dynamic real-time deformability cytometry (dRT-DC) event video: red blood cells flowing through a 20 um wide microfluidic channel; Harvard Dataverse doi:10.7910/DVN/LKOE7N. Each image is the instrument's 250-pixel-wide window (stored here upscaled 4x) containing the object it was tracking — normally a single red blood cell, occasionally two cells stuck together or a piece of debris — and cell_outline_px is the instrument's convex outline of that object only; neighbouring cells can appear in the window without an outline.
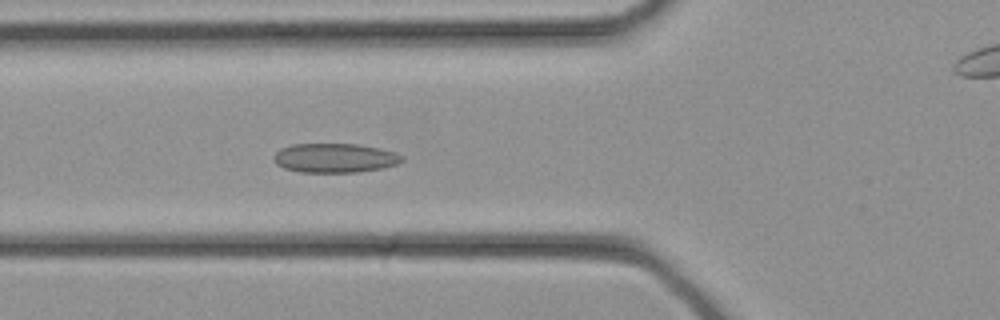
{"species": "common noctule bat (a hibernating species)", "species_latin": "Nyctalus noctula", "temperature_condition": "cold", "stored_images_in_passage": 31, "camera_frame_rate_fps": 3000, "um_per_image_px": 0.085, "animal": {"sex": "female", "body_mass_g": 21.9}, "frame": {"image": 1, "passage_image": 9, "time_ms": 2.667, "image_size_px": [1000, 320], "cell_outline_px": [[404, 160], [396, 164], [384, 168], [356, 172], [300, 172], [284, 168], [276, 164], [272, 160], [272, 156], [280, 148], [292, 144], [356, 144], [380, 148], [396, 152], [404, 156]], "centroid_in_image_um": [28.45, 13.42], "position_along_channel_um": 97.4, "area_um2": 22.08}}
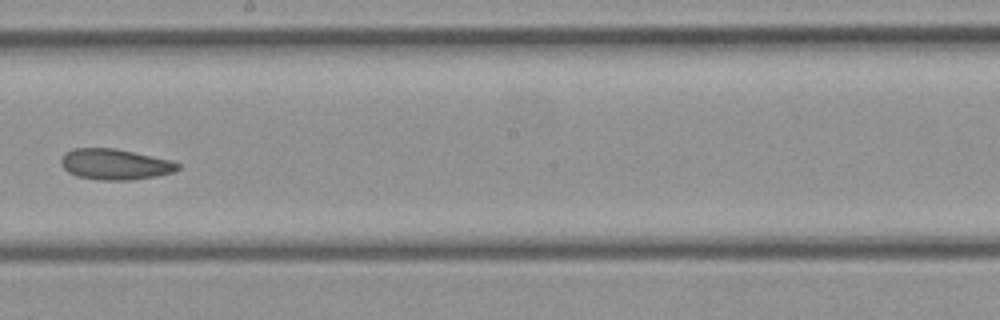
{"frame": {"image": 2, "passage_image": 16, "time_ms": 5.0, "image_size_px": [1000, 320], "cell_outline_px": [[180, 168], [172, 172], [156, 176], [128, 180], [104, 180], [76, 176], [68, 172], [60, 164], [60, 156], [64, 152], [72, 148], [116, 148], [172, 160], [180, 164]], "centroid_in_image_um": [9.74, 13.95], "position_along_channel_um": 238.5, "area_um2": 21.1}}
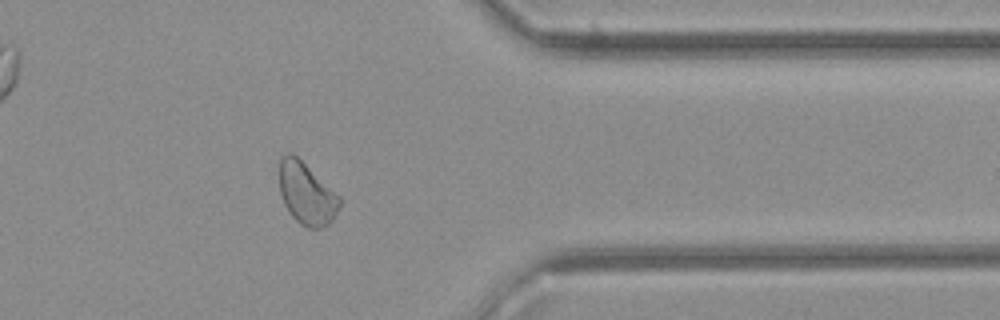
{"frame": {"image": 3, "passage_image": 24, "time_ms": 7.667, "image_size_px": [1000, 320], "cell_outline_px": [[340, 208], [332, 220], [328, 224], [320, 228], [308, 228], [300, 224], [288, 212], [284, 204], [280, 192], [280, 156], [284, 152], [292, 152], [340, 196]], "centroid_in_image_um": [26.05, 16.45], "position_along_channel_um": 385.4, "area_um2": 21.73}}